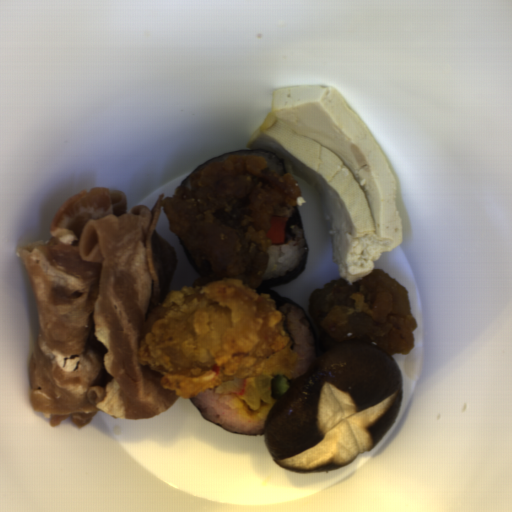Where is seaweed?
<instances>
[{"label": "seaweed", "instance_id": "1faa68ee", "mask_svg": "<svg viewBox=\"0 0 512 512\" xmlns=\"http://www.w3.org/2000/svg\"><path fill=\"white\" fill-rule=\"evenodd\" d=\"M293 226L298 227L301 230L302 236H303L304 256H303L300 264L293 271H291L290 273L283 275L281 277H277L274 279H262L261 278V281L258 284V286L256 287L255 292H257L258 294L259 293H267L270 296V298L273 300L275 310H277V311L287 304L294 305L302 311V313L306 317L308 324H309V328H310V331H311V334L313 337V341L315 344V348H316V354H317L316 363H318L320 361V359L323 357V354H322L319 338L316 334V331L313 327V324L311 322V319H310L308 313L304 310V308L300 304H298L291 298L283 297L280 294H278L277 292H275L273 289L270 288L273 286L286 284L288 282L293 281L294 279L299 277L301 275V273L304 271V269L306 268L307 261H308V244H307V240H306L298 204L295 206L292 216L288 217V219L285 223L284 242H289V241L293 240L294 235L291 231V228Z\"/></svg>", "mask_w": 512, "mask_h": 512}, {"label": "seaweed", "instance_id": "45ffbabd", "mask_svg": "<svg viewBox=\"0 0 512 512\" xmlns=\"http://www.w3.org/2000/svg\"><path fill=\"white\" fill-rule=\"evenodd\" d=\"M238 152H262V153H265V154H268L270 156H272L273 158H275L279 164L283 167V171H284V175H288V172H287V167H286V164H284L282 161H280L277 157H275L273 154L263 150V149H257V148H245V149H236V150H233V151H230L228 153H225V154H222V155H219V156H216V157H213L205 162H203L200 166H198L194 172H196L202 165L208 163V162H211L217 158H220V157H224V156H227V155H231V154H234V153H238Z\"/></svg>", "mask_w": 512, "mask_h": 512}, {"label": "seaweed", "instance_id": "7513b1e5", "mask_svg": "<svg viewBox=\"0 0 512 512\" xmlns=\"http://www.w3.org/2000/svg\"><path fill=\"white\" fill-rule=\"evenodd\" d=\"M190 403L197 409V411L204 417L206 418L207 420H209L210 422H212L213 424H215L216 426L230 432V433H236V434H241V435H247V436H262L264 435L265 431L263 433H239V432H235V431H231L229 429H226L222 426H220L219 424L215 423L214 421H212L211 419H209L207 416H205L201 411L200 409L195 405V403L193 402L192 398H188Z\"/></svg>", "mask_w": 512, "mask_h": 512}]
</instances>
